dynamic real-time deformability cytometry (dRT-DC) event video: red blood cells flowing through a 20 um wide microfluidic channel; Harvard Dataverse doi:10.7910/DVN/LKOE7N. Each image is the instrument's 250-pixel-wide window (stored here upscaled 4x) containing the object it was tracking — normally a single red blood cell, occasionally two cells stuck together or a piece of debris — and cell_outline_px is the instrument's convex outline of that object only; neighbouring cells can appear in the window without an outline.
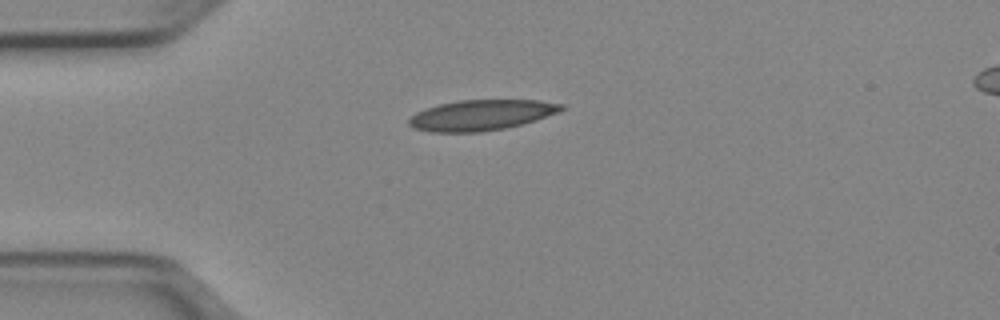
{"species": "Egyptian fruit bat (a non-hibernating species)", "species_latin": "Rousettus aegyptiacus", "temperature_condition": "cold", "stored_images_in_passage": 39, "camera_frame_rate_fps": 3000, "um_per_image_px": 0.085, "animal": {"sex": "female"}, "frame": {"image": 1, "passage_image": 1, "time_ms": 0.0, "image_size_px": [1000, 320], "cell_outline_px": [[564, 108], [556, 112], [536, 120], [504, 128], [480, 132], [428, 132], [412, 128], [408, 124], [408, 120], [416, 112], [440, 104], [460, 100], [540, 100], [564, 104]], "centroid_in_image_um": [40.87, 9.78], "position_along_channel_um": 44.1, "area_um2": 26.93}}
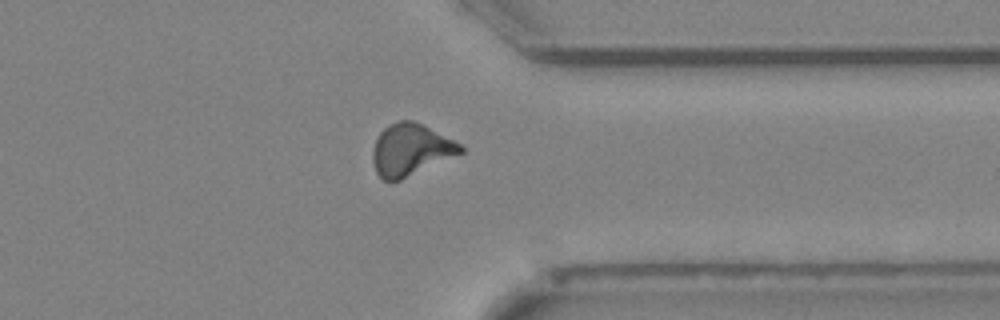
{"frame": {"image": 2, "passage_image": 28, "time_ms": 9.0, "image_size_px": [1000, 320], "cell_outline_px": [[464, 152], [400, 180], [384, 180], [376, 172], [372, 160], [372, 152], [376, 140], [380, 132], [388, 124], [400, 120], [412, 120], [460, 144], [464, 148]], "centroid_in_image_um": [34.87, 12.73], "position_along_channel_um": 376.5, "area_um2": 26.01}}
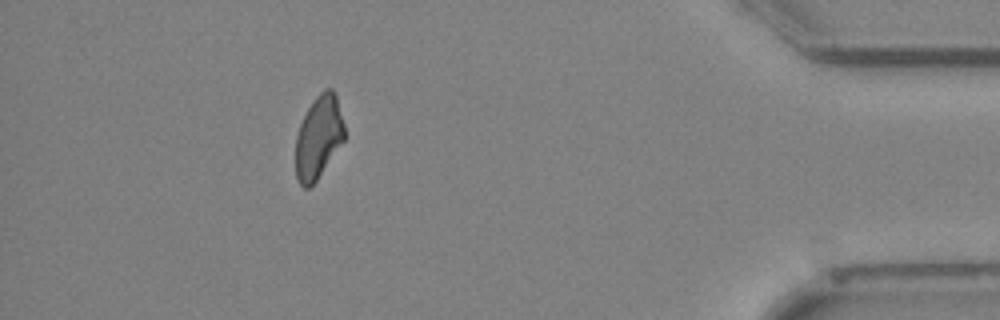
{"frame": {"image": 3, "passage_image": 34, "time_ms": 11.0, "image_size_px": [1000, 320], "cell_outline_px": [[344, 140], [316, 180], [308, 188], [304, 188], [296, 180], [296, 136], [300, 124], [308, 108], [316, 96], [324, 88], [332, 88], [336, 92], [344, 124]], "centroid_in_image_um": [27.08, 11.63], "position_along_channel_um": 408.1, "area_um2": 23.47}, "authors_computed_cell_mechanics": {"area_um2": 25.6632, "velocity_mm_per_s": 3.9599, "shape_relaxation_time_tau1_ms": 9.3237, "shape_relaxation_time_tau2_ms": 3.6449, "deformation_change_tau1": 0.1976, "deformation_change_tau2": 0.1149}}